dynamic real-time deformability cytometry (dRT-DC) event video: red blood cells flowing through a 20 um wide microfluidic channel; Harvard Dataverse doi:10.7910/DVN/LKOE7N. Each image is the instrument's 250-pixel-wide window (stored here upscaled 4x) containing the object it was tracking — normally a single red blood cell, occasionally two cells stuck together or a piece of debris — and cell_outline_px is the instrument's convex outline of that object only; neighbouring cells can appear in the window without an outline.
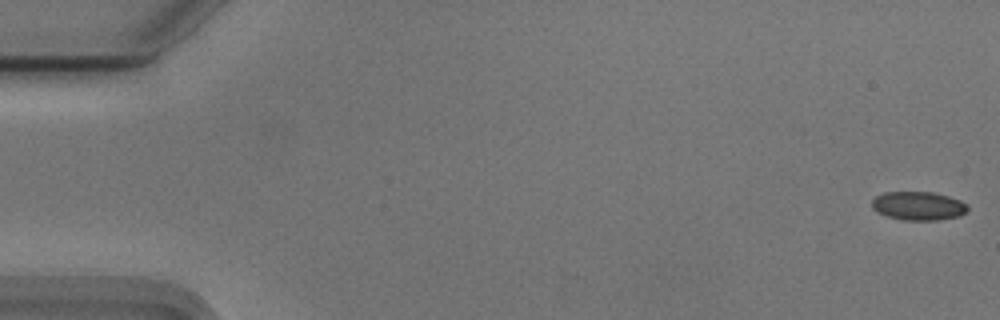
{"species": "Egyptian fruit bat (a non-hibernating species)", "species_latin": "Rousettus aegyptiacus", "temperature_condition": "cold", "stored_images_in_passage": 52, "camera_frame_rate_fps": 3000, "um_per_image_px": 0.085, "animal": {"sex": "male"}, "frame": {"image": 1, "passage_image": 1, "time_ms": 0.0, "image_size_px": [1000, 320], "cell_outline_px": [[968, 208], [960, 216], [940, 220], [904, 220], [888, 216], [876, 212], [872, 208], [872, 200], [876, 196], [884, 192], [932, 192], [948, 196], [960, 200], [968, 204]], "centroid_in_image_um": [78.06, 17.5], "position_along_channel_um": 6.9, "area_um2": 16.01}}
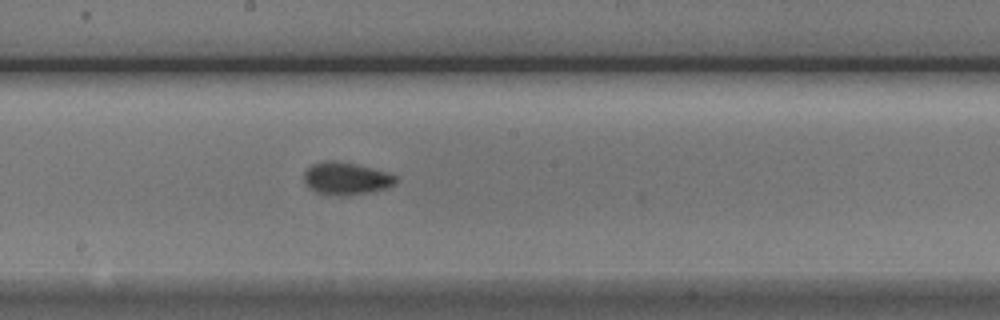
{"frame": {"image": 2, "passage_image": 30, "time_ms": 9.667, "image_size_px": [1000, 320], "cell_outline_px": [[396, 184], [388, 188], [348, 196], [332, 196], [316, 192], [308, 188], [304, 180], [304, 172], [312, 164], [324, 160], [336, 160], [388, 172], [396, 176]], "centroid_in_image_um": [29.4, 15.18], "position_along_channel_um": 218.8, "area_um2": 17.57}}
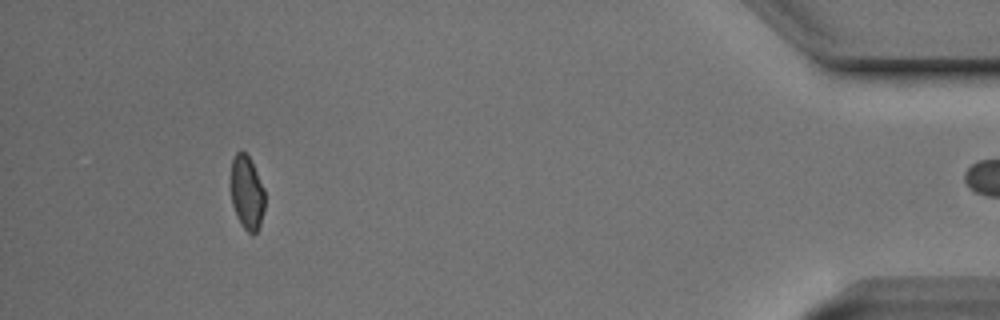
{"frame": {"image": 3, "passage_image": 51, "time_ms": 16.667, "image_size_px": [1000, 320], "cell_outline_px": [[264, 208], [260, 228], [252, 236], [240, 224], [236, 216], [232, 204], [228, 184], [232, 160], [236, 152], [240, 148], [248, 156], [264, 188]], "centroid_in_image_um": [20.94, 16.38], "position_along_channel_um": 414.3, "area_um2": 15.2}}